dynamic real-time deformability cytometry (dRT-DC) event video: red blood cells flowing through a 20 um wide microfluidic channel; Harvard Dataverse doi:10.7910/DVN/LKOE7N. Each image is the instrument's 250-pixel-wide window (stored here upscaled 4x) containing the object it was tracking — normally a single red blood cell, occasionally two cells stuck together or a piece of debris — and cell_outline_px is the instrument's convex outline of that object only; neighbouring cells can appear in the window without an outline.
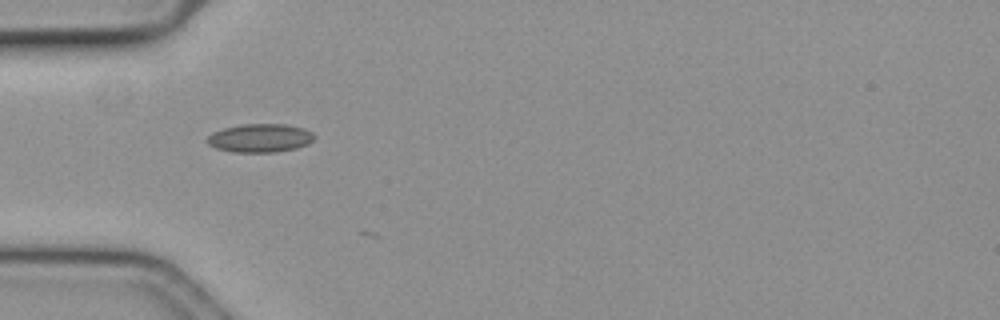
{"species": "common noctule bat (a hibernating species)", "species_latin": "Nyctalus noctula", "temperature_condition": "cold", "stored_images_in_passage": 6, "camera_frame_rate_fps": 3000, "um_per_image_px": 0.085, "animal": {"sex": "female", "body_mass_g": 19.3, "forearm_length_mm": 54.1}, "frame": {"image": 1, "passage_image": 5, "time_ms": 1.333, "image_size_px": [1000, 320], "cell_outline_px": [[316, 136], [308, 144], [296, 148], [276, 152], [232, 152], [216, 148], [208, 144], [204, 140], [212, 132], [224, 128], [240, 124], [288, 124], [304, 128], [312, 132]], "centroid_in_image_um": [22.09, 11.73], "position_along_channel_um": 62.9, "area_um2": 17.98}}